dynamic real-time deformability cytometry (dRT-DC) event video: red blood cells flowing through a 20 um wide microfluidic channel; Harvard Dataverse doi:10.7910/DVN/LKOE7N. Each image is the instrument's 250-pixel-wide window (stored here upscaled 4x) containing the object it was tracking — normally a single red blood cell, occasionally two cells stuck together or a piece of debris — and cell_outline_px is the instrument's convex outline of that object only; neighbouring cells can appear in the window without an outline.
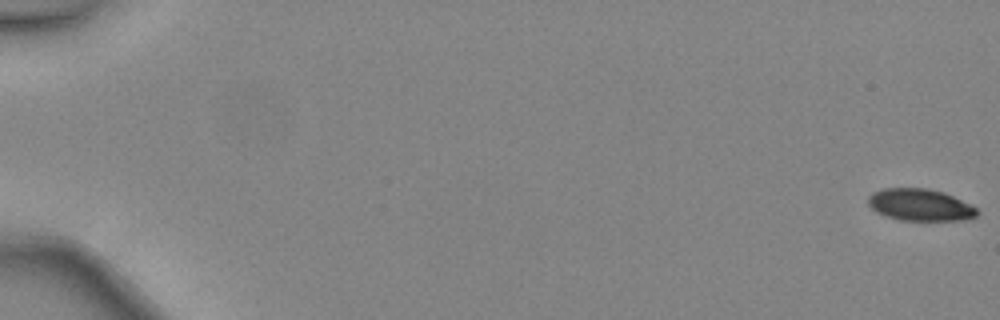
{"species": "common noctule bat (a hibernating species)", "species_latin": "Nyctalus noctula", "temperature_condition": "warm", "stored_images_in_passage": 48, "camera_frame_rate_fps": 3000, "um_per_image_px": 0.085, "animal": {"sex": "female", "body_mass_g": 24.6, "forearm_length_mm": 56.2}, "frame": {"image": 1, "passage_image": 1, "time_ms": 0.0, "image_size_px": [1000, 320], "cell_outline_px": [[980, 212], [976, 216], [964, 220], [900, 220], [884, 216], [876, 212], [868, 204], [868, 196], [872, 192], [884, 188], [924, 188], [944, 192], [976, 208]], "centroid_in_image_um": [78.17, 17.42], "position_along_channel_um": 6.8, "area_um2": 20.23}}
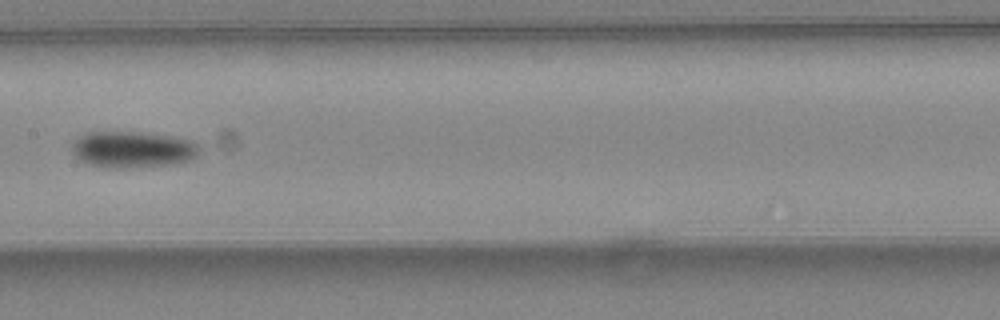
{"frame": {"image": 2, "passage_image": 27, "time_ms": 8.667, "image_size_px": [1000, 320], "cell_outline_px": [[200, 152], [192, 160], [172, 164], [128, 168], [104, 168], [88, 164], [80, 160], [72, 152], [72, 144], [80, 136], [88, 132], [148, 132], [172, 136], [192, 140], [200, 148]], "centroid_in_image_um": [11.3, 12.71], "position_along_channel_um": 196.1, "area_um2": 27.34}}
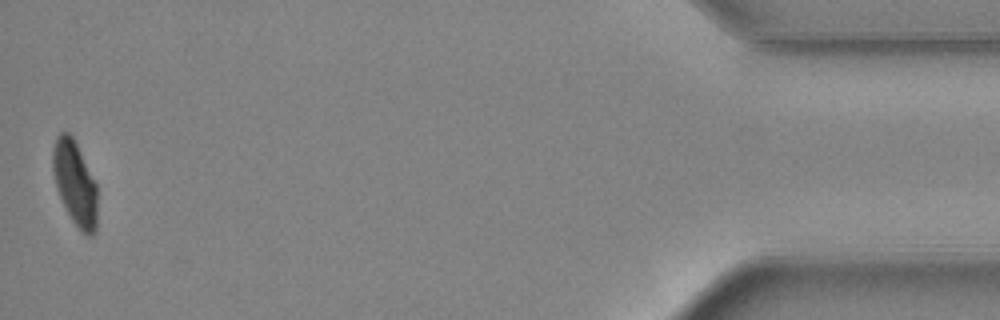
{"frame": {"image": 3, "passage_image": 48, "time_ms": 15.667, "image_size_px": [1000, 320], "cell_outline_px": [[96, 232], [92, 236], [88, 236], [72, 220], [56, 188], [52, 172], [52, 148], [56, 136], [60, 132], [68, 132], [72, 136], [96, 184]], "centroid_in_image_um": [6.34, 15.54], "position_along_channel_um": 428.9, "area_um2": 21.5}, "authors_computed_cell_mechanics": {"area_um2": 23.8136, "velocity_mm_per_s": 4.484, "shape_relaxation_time_tau1_ms": 3.2843, "shape_relaxation_time_tau2_ms": null, "deformation_change_tau1": 0.1232, "deformation_change_tau2": null}}